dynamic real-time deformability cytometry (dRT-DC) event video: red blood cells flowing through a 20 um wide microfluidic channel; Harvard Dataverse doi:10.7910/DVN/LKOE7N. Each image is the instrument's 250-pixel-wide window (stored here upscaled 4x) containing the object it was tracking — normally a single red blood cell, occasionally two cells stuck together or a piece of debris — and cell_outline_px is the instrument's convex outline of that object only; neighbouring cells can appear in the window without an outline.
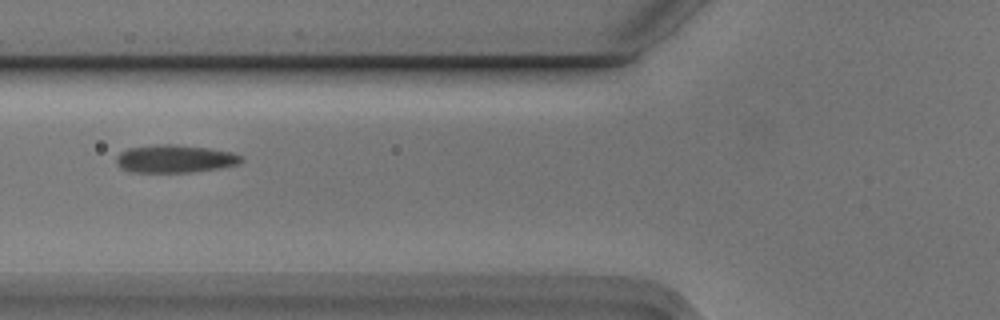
{"species": "Egyptian fruit bat (a non-hibernating species)", "species_latin": "Rousettus aegyptiacus", "temperature_condition": "cold", "stored_images_in_passage": 8, "camera_frame_rate_fps": 3000, "um_per_image_px": 0.085, "animal": {"sex": "male"}, "frame": {"image": 1, "passage_image": 6, "time_ms": 1.667, "image_size_px": [1000, 320], "cell_outline_px": [[244, 160], [240, 164], [220, 168], [192, 172], [128, 172], [120, 168], [116, 164], [116, 156], [120, 152], [128, 148], [160, 144], [176, 144], [208, 148], [232, 152], [240, 156]], "centroid_in_image_um": [14.85, 13.5], "position_along_channel_um": 111.0, "area_um2": 20.46}}
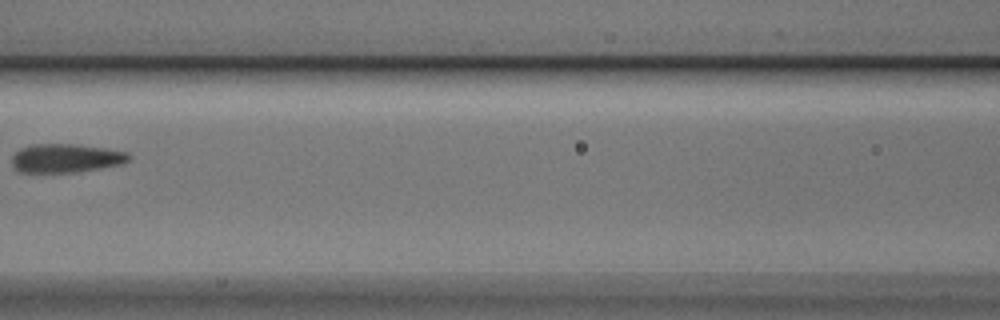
{"frame": {"image": 2, "passage_image": 7, "time_ms": 2.0, "image_size_px": [1000, 320], "cell_outline_px": [[132, 160], [124, 164], [76, 172], [20, 172], [12, 164], [12, 156], [20, 148], [32, 144], [76, 144], [104, 148], [128, 152], [132, 156]], "centroid_in_image_um": [5.66, 13.44], "position_along_channel_um": 160.9, "area_um2": 19.71}}
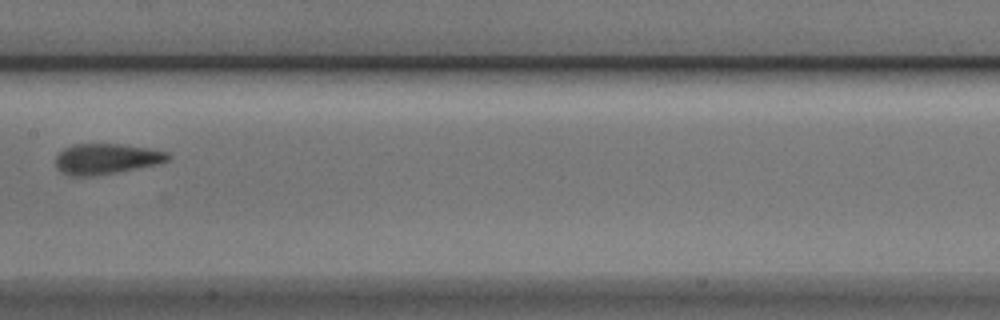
{"frame": {"image": 3, "passage_image": 8, "time_ms": 2.333, "image_size_px": [1000, 320], "cell_outline_px": [[172, 156], [168, 160], [156, 164], [136, 168], [92, 176], [72, 176], [56, 168], [56, 156], [64, 148], [72, 144], [120, 144], [148, 148], [168, 152]], "centroid_in_image_um": [9.03, 13.49], "position_along_channel_um": 198.4, "area_um2": 19.77}}